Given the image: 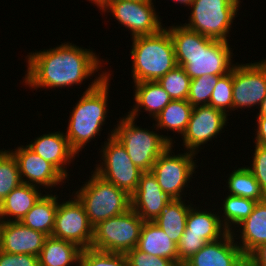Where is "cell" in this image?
Here are the masks:
<instances>
[{
    "instance_id": "cell-1",
    "label": "cell",
    "mask_w": 266,
    "mask_h": 266,
    "mask_svg": "<svg viewBox=\"0 0 266 266\" xmlns=\"http://www.w3.org/2000/svg\"><path fill=\"white\" fill-rule=\"evenodd\" d=\"M91 49L67 41L53 48L42 49L43 51H31L25 56L27 69L22 83L37 92L38 88L41 91H53L56 88L69 89L71 86H80L83 81L86 82L93 76L105 78L109 75L110 69L107 71L105 68L102 71V68L110 64L109 59L107 61L99 58V54Z\"/></svg>"
},
{
    "instance_id": "cell-2",
    "label": "cell",
    "mask_w": 266,
    "mask_h": 266,
    "mask_svg": "<svg viewBox=\"0 0 266 266\" xmlns=\"http://www.w3.org/2000/svg\"><path fill=\"white\" fill-rule=\"evenodd\" d=\"M164 27L173 40L177 65L182 66L191 79L202 75L224 76L236 64L228 41L205 37L182 23Z\"/></svg>"
},
{
    "instance_id": "cell-3",
    "label": "cell",
    "mask_w": 266,
    "mask_h": 266,
    "mask_svg": "<svg viewBox=\"0 0 266 266\" xmlns=\"http://www.w3.org/2000/svg\"><path fill=\"white\" fill-rule=\"evenodd\" d=\"M105 78H90L92 82L83 91L75 106L69 112L68 125L65 136L72 150L78 155L85 146L101 135L109 113L108 100L110 98L111 73ZM108 117V118H107Z\"/></svg>"
},
{
    "instance_id": "cell-4",
    "label": "cell",
    "mask_w": 266,
    "mask_h": 266,
    "mask_svg": "<svg viewBox=\"0 0 266 266\" xmlns=\"http://www.w3.org/2000/svg\"><path fill=\"white\" fill-rule=\"evenodd\" d=\"M131 42L132 83L158 81L177 66L173 40L165 27L153 35L131 38Z\"/></svg>"
},
{
    "instance_id": "cell-5",
    "label": "cell",
    "mask_w": 266,
    "mask_h": 266,
    "mask_svg": "<svg viewBox=\"0 0 266 266\" xmlns=\"http://www.w3.org/2000/svg\"><path fill=\"white\" fill-rule=\"evenodd\" d=\"M124 116V117H123ZM136 119L131 118L127 113L119 116L114 127L113 135L125 147L131 161L143 172L151 171L157 158L171 145L175 144L176 135L167 136L159 132L154 123L148 129L137 125ZM155 130V131H153ZM158 131V133H157Z\"/></svg>"
},
{
    "instance_id": "cell-6",
    "label": "cell",
    "mask_w": 266,
    "mask_h": 266,
    "mask_svg": "<svg viewBox=\"0 0 266 266\" xmlns=\"http://www.w3.org/2000/svg\"><path fill=\"white\" fill-rule=\"evenodd\" d=\"M90 173L89 179L72 193L83 204L89 223L94 228L103 220L131 209V195L104 180L93 170Z\"/></svg>"
},
{
    "instance_id": "cell-7",
    "label": "cell",
    "mask_w": 266,
    "mask_h": 266,
    "mask_svg": "<svg viewBox=\"0 0 266 266\" xmlns=\"http://www.w3.org/2000/svg\"><path fill=\"white\" fill-rule=\"evenodd\" d=\"M190 16L182 23L205 37L229 41L232 24L241 5L235 0H194ZM229 37V39H228Z\"/></svg>"
},
{
    "instance_id": "cell-8",
    "label": "cell",
    "mask_w": 266,
    "mask_h": 266,
    "mask_svg": "<svg viewBox=\"0 0 266 266\" xmlns=\"http://www.w3.org/2000/svg\"><path fill=\"white\" fill-rule=\"evenodd\" d=\"M175 146L171 144L157 158L151 169L161 189L171 200L188 197L185 195L187 192L184 191L191 188L190 182L193 181L191 179L194 175L196 176V169H199L198 162H196L198 159L195 157L196 153L186 150L183 153L177 150L175 153L176 149L173 148Z\"/></svg>"
},
{
    "instance_id": "cell-9",
    "label": "cell",
    "mask_w": 266,
    "mask_h": 266,
    "mask_svg": "<svg viewBox=\"0 0 266 266\" xmlns=\"http://www.w3.org/2000/svg\"><path fill=\"white\" fill-rule=\"evenodd\" d=\"M109 131L107 140L105 139L104 144L98 149L101 160H96L97 163L93 171L131 195L138 187L143 171L135 166L125 147L113 135L114 128Z\"/></svg>"
},
{
    "instance_id": "cell-10",
    "label": "cell",
    "mask_w": 266,
    "mask_h": 266,
    "mask_svg": "<svg viewBox=\"0 0 266 266\" xmlns=\"http://www.w3.org/2000/svg\"><path fill=\"white\" fill-rule=\"evenodd\" d=\"M143 223L132 208L123 214L103 220L93 228L91 248L125 254L137 246Z\"/></svg>"
},
{
    "instance_id": "cell-11",
    "label": "cell",
    "mask_w": 266,
    "mask_h": 266,
    "mask_svg": "<svg viewBox=\"0 0 266 266\" xmlns=\"http://www.w3.org/2000/svg\"><path fill=\"white\" fill-rule=\"evenodd\" d=\"M154 4V1L112 0L100 14H112L120 27L130 30V38L153 35L165 26Z\"/></svg>"
},
{
    "instance_id": "cell-12",
    "label": "cell",
    "mask_w": 266,
    "mask_h": 266,
    "mask_svg": "<svg viewBox=\"0 0 266 266\" xmlns=\"http://www.w3.org/2000/svg\"><path fill=\"white\" fill-rule=\"evenodd\" d=\"M60 194L52 237L70 241L82 249L91 248L93 227L89 223L83 204L73 193L69 194V197H72L68 198L69 200L60 199Z\"/></svg>"
},
{
    "instance_id": "cell-13",
    "label": "cell",
    "mask_w": 266,
    "mask_h": 266,
    "mask_svg": "<svg viewBox=\"0 0 266 266\" xmlns=\"http://www.w3.org/2000/svg\"><path fill=\"white\" fill-rule=\"evenodd\" d=\"M266 97V58L233 66V112L259 108Z\"/></svg>"
},
{
    "instance_id": "cell-14",
    "label": "cell",
    "mask_w": 266,
    "mask_h": 266,
    "mask_svg": "<svg viewBox=\"0 0 266 266\" xmlns=\"http://www.w3.org/2000/svg\"><path fill=\"white\" fill-rule=\"evenodd\" d=\"M228 120L229 117L225 112L212 106H195L187 128L181 136L182 151L184 149L199 154L202 148L204 150V145L207 146L208 142H213L212 139L219 138L218 135L221 137V133L225 132L224 129L229 123Z\"/></svg>"
},
{
    "instance_id": "cell-15",
    "label": "cell",
    "mask_w": 266,
    "mask_h": 266,
    "mask_svg": "<svg viewBox=\"0 0 266 266\" xmlns=\"http://www.w3.org/2000/svg\"><path fill=\"white\" fill-rule=\"evenodd\" d=\"M8 150L17 161L23 183L39 187L44 192H48V189L49 192H53L62 184L65 187L66 180L67 183L70 181L53 164L41 158L27 145L24 146L23 144Z\"/></svg>"
},
{
    "instance_id": "cell-16",
    "label": "cell",
    "mask_w": 266,
    "mask_h": 266,
    "mask_svg": "<svg viewBox=\"0 0 266 266\" xmlns=\"http://www.w3.org/2000/svg\"><path fill=\"white\" fill-rule=\"evenodd\" d=\"M182 266H246V257L232 233L227 232L222 238L207 242Z\"/></svg>"
},
{
    "instance_id": "cell-17",
    "label": "cell",
    "mask_w": 266,
    "mask_h": 266,
    "mask_svg": "<svg viewBox=\"0 0 266 266\" xmlns=\"http://www.w3.org/2000/svg\"><path fill=\"white\" fill-rule=\"evenodd\" d=\"M171 199L163 192L151 171L143 172L131 194V208L145 221H154Z\"/></svg>"
},
{
    "instance_id": "cell-18",
    "label": "cell",
    "mask_w": 266,
    "mask_h": 266,
    "mask_svg": "<svg viewBox=\"0 0 266 266\" xmlns=\"http://www.w3.org/2000/svg\"><path fill=\"white\" fill-rule=\"evenodd\" d=\"M33 152L53 164L66 178L68 169L78 155L72 150L62 130L44 133L26 144ZM68 166V167H67Z\"/></svg>"
},
{
    "instance_id": "cell-19",
    "label": "cell",
    "mask_w": 266,
    "mask_h": 266,
    "mask_svg": "<svg viewBox=\"0 0 266 266\" xmlns=\"http://www.w3.org/2000/svg\"><path fill=\"white\" fill-rule=\"evenodd\" d=\"M47 237L20 221L4 222L0 226V250L13 254L39 256Z\"/></svg>"
},
{
    "instance_id": "cell-20",
    "label": "cell",
    "mask_w": 266,
    "mask_h": 266,
    "mask_svg": "<svg viewBox=\"0 0 266 266\" xmlns=\"http://www.w3.org/2000/svg\"><path fill=\"white\" fill-rule=\"evenodd\" d=\"M231 233L245 257L266 243V199L257 202L252 213Z\"/></svg>"
},
{
    "instance_id": "cell-21",
    "label": "cell",
    "mask_w": 266,
    "mask_h": 266,
    "mask_svg": "<svg viewBox=\"0 0 266 266\" xmlns=\"http://www.w3.org/2000/svg\"><path fill=\"white\" fill-rule=\"evenodd\" d=\"M133 105L127 114L138 119L141 112H146L152 121L172 101L169 94L158 84L157 81H143L133 83ZM142 109L144 111H142Z\"/></svg>"
},
{
    "instance_id": "cell-22",
    "label": "cell",
    "mask_w": 266,
    "mask_h": 266,
    "mask_svg": "<svg viewBox=\"0 0 266 266\" xmlns=\"http://www.w3.org/2000/svg\"><path fill=\"white\" fill-rule=\"evenodd\" d=\"M201 206V204H198L197 207L195 201V205L189 209L186 228L183 235L200 236L207 242L216 241L222 238L228 231L222 225L218 210L214 207L215 201L214 204L209 206L211 209H205Z\"/></svg>"
},
{
    "instance_id": "cell-23",
    "label": "cell",
    "mask_w": 266,
    "mask_h": 266,
    "mask_svg": "<svg viewBox=\"0 0 266 266\" xmlns=\"http://www.w3.org/2000/svg\"><path fill=\"white\" fill-rule=\"evenodd\" d=\"M136 248L149 255L172 260L178 266L177 244L153 221H145Z\"/></svg>"
},
{
    "instance_id": "cell-24",
    "label": "cell",
    "mask_w": 266,
    "mask_h": 266,
    "mask_svg": "<svg viewBox=\"0 0 266 266\" xmlns=\"http://www.w3.org/2000/svg\"><path fill=\"white\" fill-rule=\"evenodd\" d=\"M81 252L75 243L48 236L38 256L39 266H79Z\"/></svg>"
},
{
    "instance_id": "cell-25",
    "label": "cell",
    "mask_w": 266,
    "mask_h": 266,
    "mask_svg": "<svg viewBox=\"0 0 266 266\" xmlns=\"http://www.w3.org/2000/svg\"><path fill=\"white\" fill-rule=\"evenodd\" d=\"M43 192L41 188L25 183L14 188L3 200L5 222L21 221Z\"/></svg>"
},
{
    "instance_id": "cell-26",
    "label": "cell",
    "mask_w": 266,
    "mask_h": 266,
    "mask_svg": "<svg viewBox=\"0 0 266 266\" xmlns=\"http://www.w3.org/2000/svg\"><path fill=\"white\" fill-rule=\"evenodd\" d=\"M189 201L190 198L189 200L172 199L161 214L153 221L176 244L179 243L185 231L189 209L194 205L192 204L193 201Z\"/></svg>"
},
{
    "instance_id": "cell-27",
    "label": "cell",
    "mask_w": 266,
    "mask_h": 266,
    "mask_svg": "<svg viewBox=\"0 0 266 266\" xmlns=\"http://www.w3.org/2000/svg\"><path fill=\"white\" fill-rule=\"evenodd\" d=\"M57 207L56 192H45L20 222L33 230L52 236Z\"/></svg>"
},
{
    "instance_id": "cell-28",
    "label": "cell",
    "mask_w": 266,
    "mask_h": 266,
    "mask_svg": "<svg viewBox=\"0 0 266 266\" xmlns=\"http://www.w3.org/2000/svg\"><path fill=\"white\" fill-rule=\"evenodd\" d=\"M193 108L187 100H172L153 120L158 131L182 136L189 123ZM179 135V136H178Z\"/></svg>"
},
{
    "instance_id": "cell-29",
    "label": "cell",
    "mask_w": 266,
    "mask_h": 266,
    "mask_svg": "<svg viewBox=\"0 0 266 266\" xmlns=\"http://www.w3.org/2000/svg\"><path fill=\"white\" fill-rule=\"evenodd\" d=\"M236 166L231 173L227 174L229 177L224 185L228 189L227 194L252 199L256 202L265 200L266 195L252 172L245 165L240 168Z\"/></svg>"
},
{
    "instance_id": "cell-30",
    "label": "cell",
    "mask_w": 266,
    "mask_h": 266,
    "mask_svg": "<svg viewBox=\"0 0 266 266\" xmlns=\"http://www.w3.org/2000/svg\"><path fill=\"white\" fill-rule=\"evenodd\" d=\"M225 196H223L224 199L220 198L222 200L219 204L221 207L218 204L215 207L219 210L218 215L222 225L228 232H231L252 213L257 202L252 199L228 194Z\"/></svg>"
},
{
    "instance_id": "cell-31",
    "label": "cell",
    "mask_w": 266,
    "mask_h": 266,
    "mask_svg": "<svg viewBox=\"0 0 266 266\" xmlns=\"http://www.w3.org/2000/svg\"><path fill=\"white\" fill-rule=\"evenodd\" d=\"M19 167L13 154L4 148L0 150V198H4L22 184Z\"/></svg>"
},
{
    "instance_id": "cell-32",
    "label": "cell",
    "mask_w": 266,
    "mask_h": 266,
    "mask_svg": "<svg viewBox=\"0 0 266 266\" xmlns=\"http://www.w3.org/2000/svg\"><path fill=\"white\" fill-rule=\"evenodd\" d=\"M157 82L172 100H187L191 78L185 73L182 66L177 65Z\"/></svg>"
},
{
    "instance_id": "cell-33",
    "label": "cell",
    "mask_w": 266,
    "mask_h": 266,
    "mask_svg": "<svg viewBox=\"0 0 266 266\" xmlns=\"http://www.w3.org/2000/svg\"><path fill=\"white\" fill-rule=\"evenodd\" d=\"M222 76L202 75L191 79L187 101L192 107L208 105L215 85Z\"/></svg>"
},
{
    "instance_id": "cell-34",
    "label": "cell",
    "mask_w": 266,
    "mask_h": 266,
    "mask_svg": "<svg viewBox=\"0 0 266 266\" xmlns=\"http://www.w3.org/2000/svg\"><path fill=\"white\" fill-rule=\"evenodd\" d=\"M208 105L231 116L229 113L233 111V68L218 80Z\"/></svg>"
},
{
    "instance_id": "cell-35",
    "label": "cell",
    "mask_w": 266,
    "mask_h": 266,
    "mask_svg": "<svg viewBox=\"0 0 266 266\" xmlns=\"http://www.w3.org/2000/svg\"><path fill=\"white\" fill-rule=\"evenodd\" d=\"M79 266H128V263L123 253L87 248L82 249Z\"/></svg>"
},
{
    "instance_id": "cell-36",
    "label": "cell",
    "mask_w": 266,
    "mask_h": 266,
    "mask_svg": "<svg viewBox=\"0 0 266 266\" xmlns=\"http://www.w3.org/2000/svg\"><path fill=\"white\" fill-rule=\"evenodd\" d=\"M253 148L255 149L251 150V152L253 151L252 160L246 161L251 162L250 166L247 165L246 167L252 172L266 195V146L254 143Z\"/></svg>"
},
{
    "instance_id": "cell-37",
    "label": "cell",
    "mask_w": 266,
    "mask_h": 266,
    "mask_svg": "<svg viewBox=\"0 0 266 266\" xmlns=\"http://www.w3.org/2000/svg\"><path fill=\"white\" fill-rule=\"evenodd\" d=\"M207 241L200 236L182 235L177 244L178 266H182L188 259L205 246Z\"/></svg>"
},
{
    "instance_id": "cell-38",
    "label": "cell",
    "mask_w": 266,
    "mask_h": 266,
    "mask_svg": "<svg viewBox=\"0 0 266 266\" xmlns=\"http://www.w3.org/2000/svg\"><path fill=\"white\" fill-rule=\"evenodd\" d=\"M128 266H177L172 260L138 250L136 247L125 253Z\"/></svg>"
},
{
    "instance_id": "cell-39",
    "label": "cell",
    "mask_w": 266,
    "mask_h": 266,
    "mask_svg": "<svg viewBox=\"0 0 266 266\" xmlns=\"http://www.w3.org/2000/svg\"><path fill=\"white\" fill-rule=\"evenodd\" d=\"M0 266H39L38 256L13 254L0 250Z\"/></svg>"
},
{
    "instance_id": "cell-40",
    "label": "cell",
    "mask_w": 266,
    "mask_h": 266,
    "mask_svg": "<svg viewBox=\"0 0 266 266\" xmlns=\"http://www.w3.org/2000/svg\"><path fill=\"white\" fill-rule=\"evenodd\" d=\"M246 266H266V243L259 245L246 257Z\"/></svg>"
},
{
    "instance_id": "cell-41",
    "label": "cell",
    "mask_w": 266,
    "mask_h": 266,
    "mask_svg": "<svg viewBox=\"0 0 266 266\" xmlns=\"http://www.w3.org/2000/svg\"><path fill=\"white\" fill-rule=\"evenodd\" d=\"M256 129L253 143L266 146V117H256Z\"/></svg>"
},
{
    "instance_id": "cell-42",
    "label": "cell",
    "mask_w": 266,
    "mask_h": 266,
    "mask_svg": "<svg viewBox=\"0 0 266 266\" xmlns=\"http://www.w3.org/2000/svg\"><path fill=\"white\" fill-rule=\"evenodd\" d=\"M91 2L93 5L97 6L98 10L102 12V10L112 1V0H87Z\"/></svg>"
},
{
    "instance_id": "cell-43",
    "label": "cell",
    "mask_w": 266,
    "mask_h": 266,
    "mask_svg": "<svg viewBox=\"0 0 266 266\" xmlns=\"http://www.w3.org/2000/svg\"><path fill=\"white\" fill-rule=\"evenodd\" d=\"M255 117H266V97L262 100Z\"/></svg>"
},
{
    "instance_id": "cell-44",
    "label": "cell",
    "mask_w": 266,
    "mask_h": 266,
    "mask_svg": "<svg viewBox=\"0 0 266 266\" xmlns=\"http://www.w3.org/2000/svg\"><path fill=\"white\" fill-rule=\"evenodd\" d=\"M172 2L177 3V5H184L186 8L190 9L191 4L193 3L194 0H171Z\"/></svg>"
},
{
    "instance_id": "cell-45",
    "label": "cell",
    "mask_w": 266,
    "mask_h": 266,
    "mask_svg": "<svg viewBox=\"0 0 266 266\" xmlns=\"http://www.w3.org/2000/svg\"><path fill=\"white\" fill-rule=\"evenodd\" d=\"M5 222V217L3 213V200L0 198V226Z\"/></svg>"
},
{
    "instance_id": "cell-46",
    "label": "cell",
    "mask_w": 266,
    "mask_h": 266,
    "mask_svg": "<svg viewBox=\"0 0 266 266\" xmlns=\"http://www.w3.org/2000/svg\"><path fill=\"white\" fill-rule=\"evenodd\" d=\"M130 1H156V0H130Z\"/></svg>"
},
{
    "instance_id": "cell-47",
    "label": "cell",
    "mask_w": 266,
    "mask_h": 266,
    "mask_svg": "<svg viewBox=\"0 0 266 266\" xmlns=\"http://www.w3.org/2000/svg\"><path fill=\"white\" fill-rule=\"evenodd\" d=\"M235 1H237L240 5H241V3H242V1L241 0H235Z\"/></svg>"
}]
</instances>
